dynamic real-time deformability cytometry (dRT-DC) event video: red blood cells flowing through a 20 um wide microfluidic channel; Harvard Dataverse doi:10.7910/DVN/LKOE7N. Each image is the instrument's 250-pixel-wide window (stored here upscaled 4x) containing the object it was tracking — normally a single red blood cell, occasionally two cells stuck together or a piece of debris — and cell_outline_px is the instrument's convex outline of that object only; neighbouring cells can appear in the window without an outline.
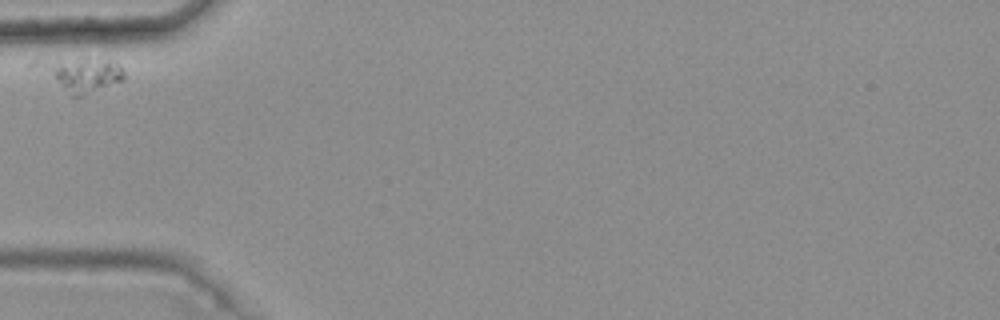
{"species": "common noctule bat (a hibernating species)", "species_latin": "Nyctalus noctula", "temperature_condition": "warm", "stored_images_in_passage": 4, "camera_frame_rate_fps": 3000, "um_per_image_px": 0.085, "animal": {"sex": "female", "body_mass_g": 25.1}, "frame": {"image": 1, "passage_image": 1, "time_ms": 0.0, "image_size_px": [1000, 320], "cell_outline_px": [[124, 80], [80, 96], [72, 96], [24, 68], [36, 56], [108, 60], [120, 64], [124, 72]], "centroid_in_image_um": [6.52, 6.25], "position_along_channel_um": 78.5, "area_um2": 19.07}}
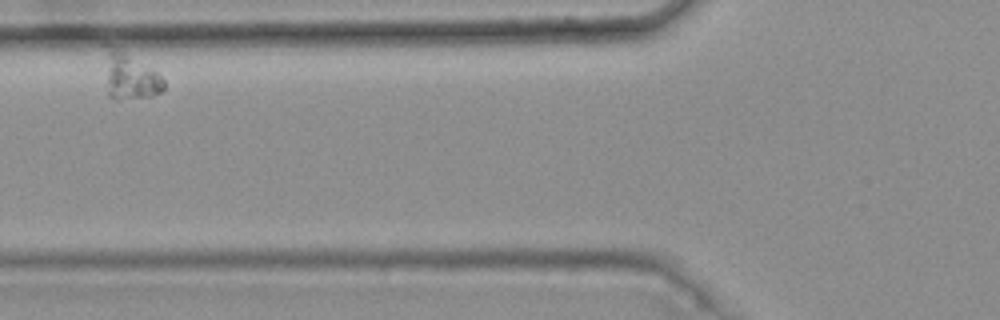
{"frame": {"image": 2, "passage_image": 2, "time_ms": 0.333, "image_size_px": [1000, 320], "cell_outline_px": [[164, 88], [160, 92], [152, 96], [116, 100], [108, 96], [100, 44], [104, 40], [120, 44], [156, 72], [164, 80]], "centroid_in_image_um": [10.88, 6.28], "position_along_channel_um": 114.9, "area_um2": 17.69}}
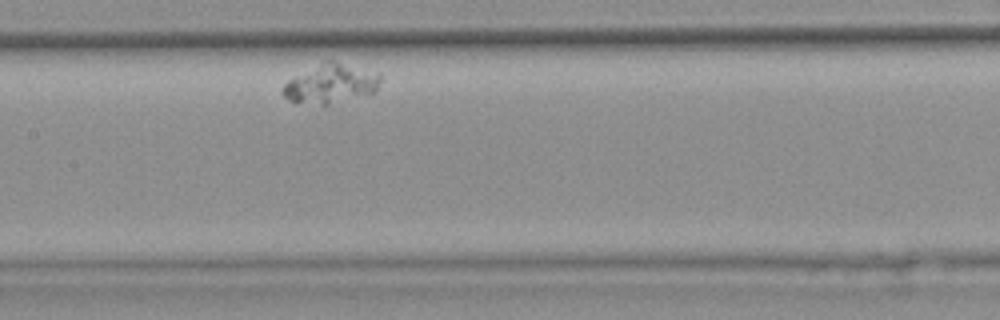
{"frame": {"image": 3, "passage_image": 4, "time_ms": 1.0, "image_size_px": [1000, 320], "cell_outline_px": [[380, 80], [376, 88], [372, 92], [328, 104], [324, 104], [288, 100], [280, 92], [284, 84], [288, 80], [324, 60], [332, 60], [380, 72]], "centroid_in_image_um": [28.1, 7.07], "position_along_channel_um": 179.3, "area_um2": 21.79}}